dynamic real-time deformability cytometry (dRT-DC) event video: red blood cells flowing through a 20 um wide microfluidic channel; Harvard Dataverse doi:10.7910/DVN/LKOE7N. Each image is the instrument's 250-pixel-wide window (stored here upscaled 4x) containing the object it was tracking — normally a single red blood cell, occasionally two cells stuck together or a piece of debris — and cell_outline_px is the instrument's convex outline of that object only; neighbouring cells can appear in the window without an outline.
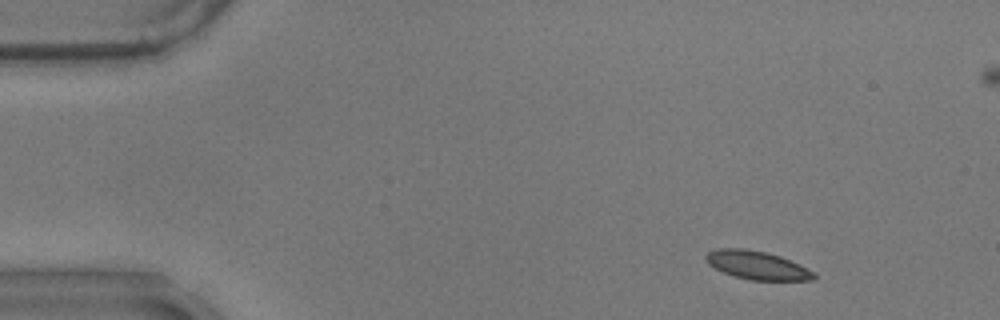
{"species": "common noctule bat (a hibernating species)", "species_latin": "Nyctalus noctula", "temperature_condition": "warm", "stored_images_in_passage": 39, "camera_frame_rate_fps": 3000, "um_per_image_px": 0.085, "animal": {"sex": "male", "body_mass_g": 17.9}, "frame": {"image": 1, "passage_image": 5, "time_ms": 1.333, "image_size_px": [1000, 320], "cell_outline_px": [[816, 276], [812, 280], [752, 280], [736, 276], [724, 272], [708, 264], [704, 256], [708, 252], [716, 248], [744, 248], [764, 252], [780, 256], [812, 272]], "centroid_in_image_um": [64.28, 22.53], "position_along_channel_um": 20.7, "area_um2": 17.4}}
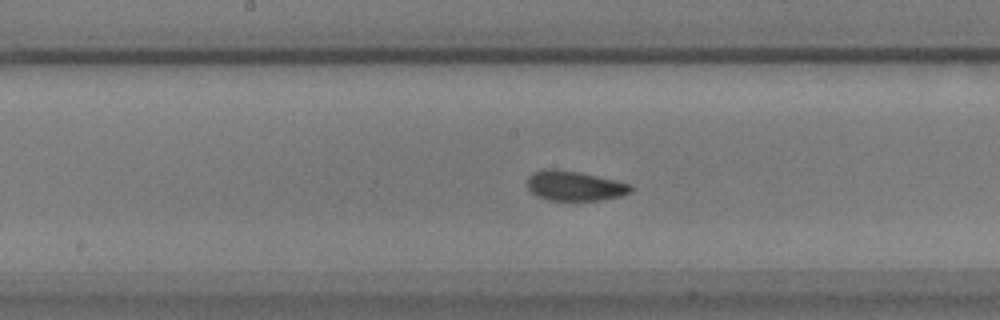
{"frame": {"image": 2, "passage_image": 28, "time_ms": 9.0, "image_size_px": [1000, 320], "cell_outline_px": [[632, 192], [620, 196], [600, 200], [548, 200], [536, 196], [528, 188], [528, 176], [532, 172], [544, 168], [552, 168], [576, 172], [616, 180], [632, 184]], "centroid_in_image_um": [48.82, 15.79], "position_along_channel_um": 199.4, "area_um2": 17.98}}
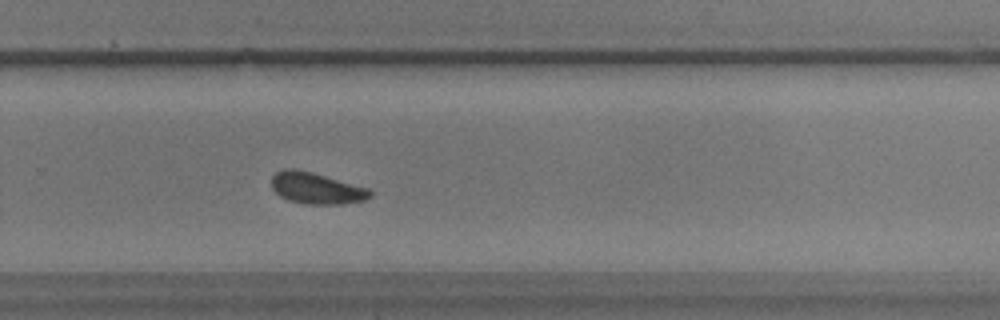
{"frame": {"image": 3, "passage_image": 37, "time_ms": 12.0, "image_size_px": [1000, 320], "cell_outline_px": [[372, 196], [364, 200], [344, 204], [304, 204], [288, 200], [280, 196], [272, 188], [272, 176], [276, 172], [284, 168], [296, 168], [312, 172], [368, 188], [372, 192]], "centroid_in_image_um": [26.87, 16.0], "position_along_channel_um": 302.9, "area_um2": 18.09}}